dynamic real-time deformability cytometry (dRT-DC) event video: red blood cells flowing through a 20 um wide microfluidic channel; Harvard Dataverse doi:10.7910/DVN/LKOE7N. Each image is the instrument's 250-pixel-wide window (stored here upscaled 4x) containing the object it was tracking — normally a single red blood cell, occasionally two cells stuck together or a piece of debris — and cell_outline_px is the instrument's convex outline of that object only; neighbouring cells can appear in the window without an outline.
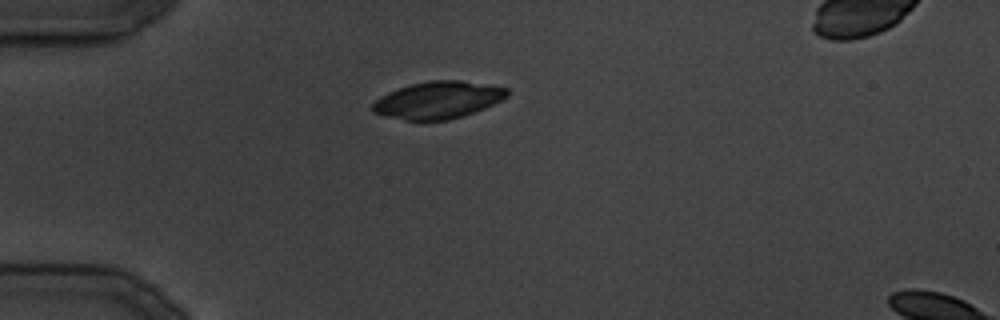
{"species": "common noctule bat (a hibernating species)", "species_latin": "Nyctalus noctula", "temperature_condition": "cold", "stored_images_in_passage": 9, "camera_frame_rate_fps": 3000, "um_per_image_px": 0.085, "animal": {"sex": "male", "body_mass_g": 19.5, "forearm_length_mm": 54.6}, "frame": {"image": 1, "passage_image": 1, "time_ms": 0.0, "image_size_px": [1000, 320], "cell_outline_px": [[508, 96], [484, 108], [464, 116], [448, 120], [404, 120], [384, 116], [372, 112], [372, 104], [380, 96], [388, 92], [412, 84], [428, 80], [460, 80], [492, 84], [508, 88]], "centroid_in_image_um": [37.24, 8.5], "position_along_channel_um": 47.8, "area_um2": 29.25}}